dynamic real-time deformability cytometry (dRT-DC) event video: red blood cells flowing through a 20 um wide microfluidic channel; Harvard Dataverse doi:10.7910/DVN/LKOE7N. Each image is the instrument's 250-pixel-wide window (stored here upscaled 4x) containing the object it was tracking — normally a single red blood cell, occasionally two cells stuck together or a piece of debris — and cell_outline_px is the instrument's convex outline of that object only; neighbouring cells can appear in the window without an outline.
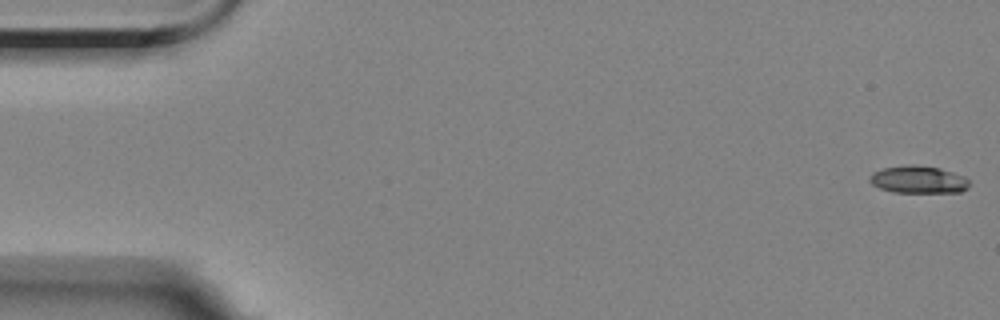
{"species": "Egyptian fruit bat (a non-hibernating species)", "species_latin": "Rousettus aegyptiacus", "temperature_condition": "room temperature", "stored_images_in_passage": 6, "camera_frame_rate_fps": 3000, "um_per_image_px": 0.085, "animal": {"sex": "female"}, "frame": {"image": 1, "passage_image": 1, "time_ms": 0.0, "image_size_px": [1000, 320], "cell_outline_px": [[968, 188], [960, 192], [892, 192], [880, 188], [872, 184], [868, 180], [868, 176], [872, 172], [884, 168], [908, 164], [916, 164], [940, 168], [964, 176], [968, 180]], "centroid_in_image_um": [78.02, 15.25], "position_along_channel_um": 7.0, "area_um2": 16.01}}